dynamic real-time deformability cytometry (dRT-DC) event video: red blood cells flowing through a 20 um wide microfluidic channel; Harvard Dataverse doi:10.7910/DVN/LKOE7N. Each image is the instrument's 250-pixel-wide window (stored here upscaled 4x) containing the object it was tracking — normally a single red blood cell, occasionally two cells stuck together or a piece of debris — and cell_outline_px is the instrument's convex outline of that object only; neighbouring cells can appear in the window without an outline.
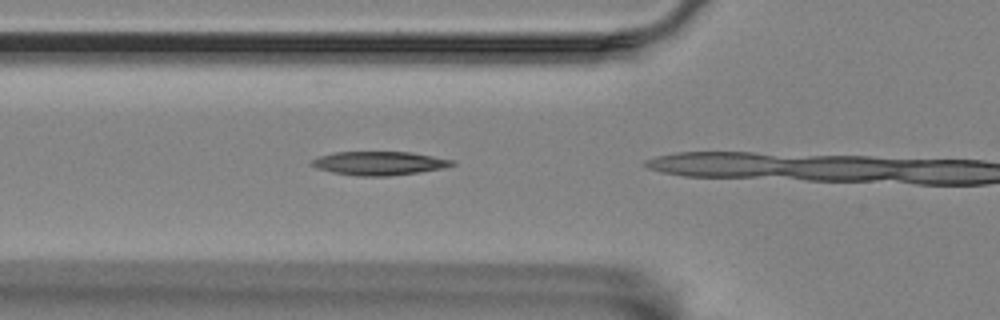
{"species": "Egyptian fruit bat (a non-hibernating species)", "species_latin": "Rousettus aegyptiacus", "temperature_condition": "room temperature", "stored_images_in_passage": 4, "segment_of_instrument_passage": [2, 2], "camera_frame_rate_fps": 3000, "um_per_image_px": 0.085, "animal": {"sex": "female"}, "frame": {"image": 1, "passage_image": 4, "time_ms": 3.667, "image_size_px": [1000, 320], "cell_outline_px": [[456, 164], [444, 168], [388, 176], [356, 176], [332, 172], [316, 168], [308, 164], [312, 160], [320, 156], [332, 152], [408, 152], [432, 156], [452, 160]], "centroid_in_image_um": [32.17, 13.88], "position_along_channel_um": 93.6, "area_um2": 19.25}}